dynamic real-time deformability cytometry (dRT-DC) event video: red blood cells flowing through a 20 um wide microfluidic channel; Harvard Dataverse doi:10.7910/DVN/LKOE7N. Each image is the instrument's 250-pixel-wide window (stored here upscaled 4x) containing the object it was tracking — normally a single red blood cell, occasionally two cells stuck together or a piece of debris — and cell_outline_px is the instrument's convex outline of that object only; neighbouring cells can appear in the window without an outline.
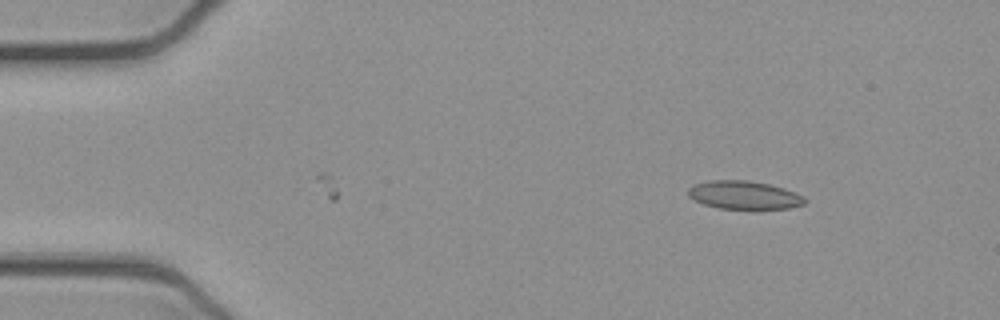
{"species": "common noctule bat (a hibernating species)", "species_latin": "Nyctalus noctula", "temperature_condition": "cold", "stored_images_in_passage": 39, "camera_frame_rate_fps": 3000, "um_per_image_px": 0.085, "animal": {"sex": "female", "body_mass_g": 21.9}, "frame": {"image": 1, "passage_image": 1, "time_ms": 0.0, "image_size_px": [1000, 320], "cell_outline_px": [[804, 204], [788, 208], [720, 208], [704, 204], [688, 196], [688, 188], [692, 184], [708, 180], [748, 180], [768, 184], [784, 188], [804, 196]], "centroid_in_image_um": [63.2, 16.56], "position_along_channel_um": 21.8, "area_um2": 18.96}}
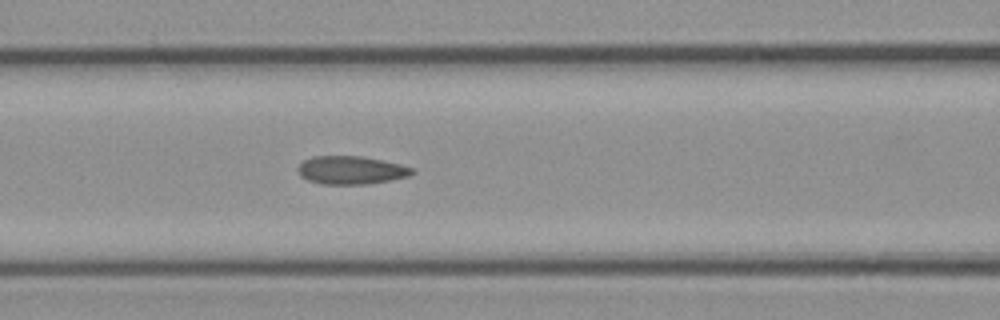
{"frame": {"image": 2, "passage_image": 16, "time_ms": 5.0, "image_size_px": [1000, 320], "cell_outline_px": [[416, 172], [408, 176], [368, 184], [320, 184], [308, 180], [300, 176], [296, 168], [304, 160], [312, 156], [360, 156], [400, 164], [416, 168]], "centroid_in_image_um": [29.83, 14.46], "position_along_channel_um": 136.8, "area_um2": 18.79}}
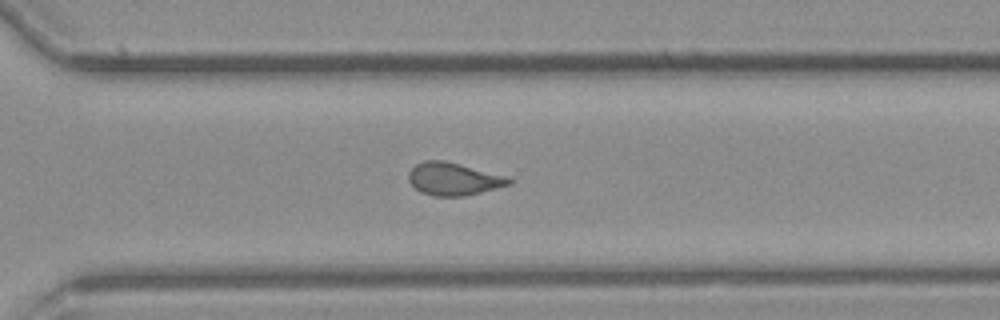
{"frame": {"image": 3, "passage_image": 31, "time_ms": 10.0, "image_size_px": [1000, 320], "cell_outline_px": [[512, 184], [464, 196], [432, 196], [420, 192], [408, 180], [408, 172], [416, 164], [424, 160], [444, 160], [508, 176], [512, 180]], "centroid_in_image_um": [38.54, 15.21], "position_along_channel_um": 332.1, "area_um2": 19.13}, "authors_computed_cell_mechanics": {"area_um2": 18.785, "velocity_mm_per_s": 3.9187, "shape_relaxation_time_tau1_ms": null, "shape_relaxation_time_tau2_ms": 1.2446, "deformation_change_tau1": null, "deformation_change_tau2": 0.0701}}